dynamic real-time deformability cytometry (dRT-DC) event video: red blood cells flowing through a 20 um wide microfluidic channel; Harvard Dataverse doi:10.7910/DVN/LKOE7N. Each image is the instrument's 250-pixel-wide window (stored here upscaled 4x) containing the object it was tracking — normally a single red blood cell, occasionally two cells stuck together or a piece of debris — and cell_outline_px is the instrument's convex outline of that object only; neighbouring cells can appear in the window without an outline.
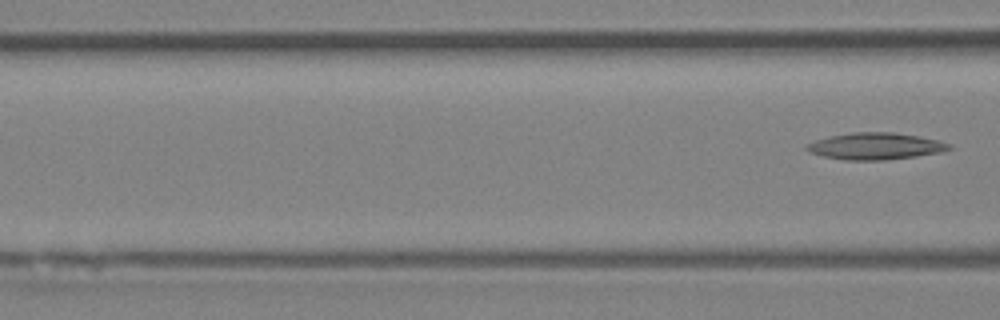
{"species": "Egyptian fruit bat (a non-hibernating species)", "species_latin": "Rousettus aegyptiacus", "temperature_condition": "room temperature", "stored_images_in_passage": 6, "segment_of_instrument_passage": [2, 2], "camera_frame_rate_fps": 3000, "um_per_image_px": 0.085, "animal": {"sex": "female"}, "frame": {"image": 1, "passage_image": 6, "time_ms": 6.667, "image_size_px": [1000, 320], "cell_outline_px": [[952, 148], [940, 152], [916, 156], [888, 160], [844, 160], [824, 156], [808, 152], [804, 148], [804, 144], [828, 136], [852, 132], [892, 132], [920, 136], [952, 144]], "centroid_in_image_um": [74.37, 12.42], "position_along_channel_um": 92.2, "area_um2": 22.37}}